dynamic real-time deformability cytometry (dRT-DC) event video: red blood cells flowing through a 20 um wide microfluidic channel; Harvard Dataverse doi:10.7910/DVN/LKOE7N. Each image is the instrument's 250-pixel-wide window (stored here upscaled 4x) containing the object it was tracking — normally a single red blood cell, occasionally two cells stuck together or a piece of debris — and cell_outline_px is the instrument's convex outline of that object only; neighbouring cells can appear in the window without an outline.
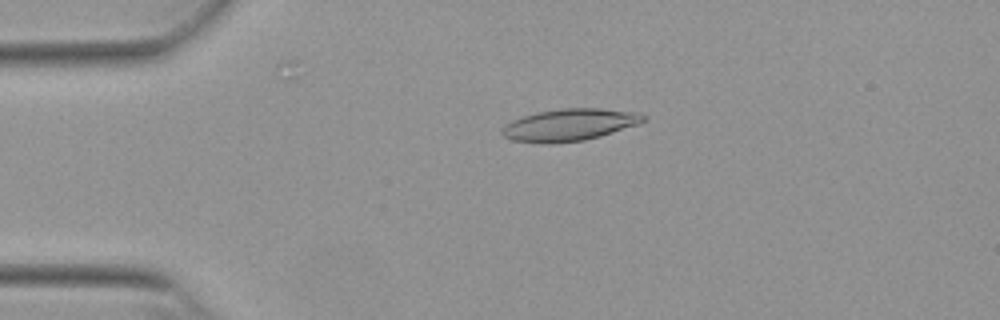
{"species": "Egyptian fruit bat (a non-hibernating species)", "species_latin": "Rousettus aegyptiacus", "temperature_condition": "warm", "stored_images_in_passage": 54, "camera_frame_rate_fps": 3000, "um_per_image_px": 0.085, "animal": {"sex": "female"}, "frame": {"image": 1, "passage_image": 12, "time_ms": 3.667, "image_size_px": [1000, 320], "cell_outline_px": [[648, 120], [640, 124], [600, 136], [584, 140], [512, 140], [504, 136], [500, 132], [504, 124], [512, 120], [536, 112], [560, 108], [600, 108], [636, 112], [648, 116]], "centroid_in_image_um": [48.5, 10.55], "position_along_channel_um": 36.5, "area_um2": 25.61}}
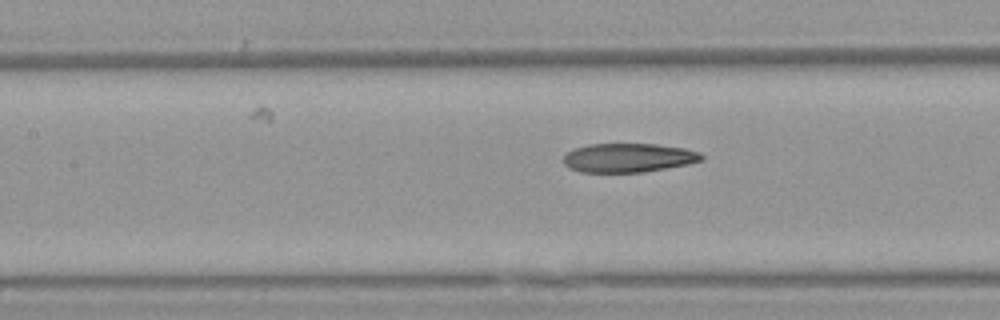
{"frame": {"image": 2, "passage_image": 24, "time_ms": 7.667, "image_size_px": [1000, 320], "cell_outline_px": [[704, 160], [688, 164], [644, 172], [580, 172], [568, 168], [564, 164], [564, 156], [568, 152], [576, 148], [588, 144], [656, 144], [684, 148], [700, 152], [704, 156]], "centroid_in_image_um": [53.43, 13.41], "position_along_channel_um": 154.0, "area_um2": 23.35}}
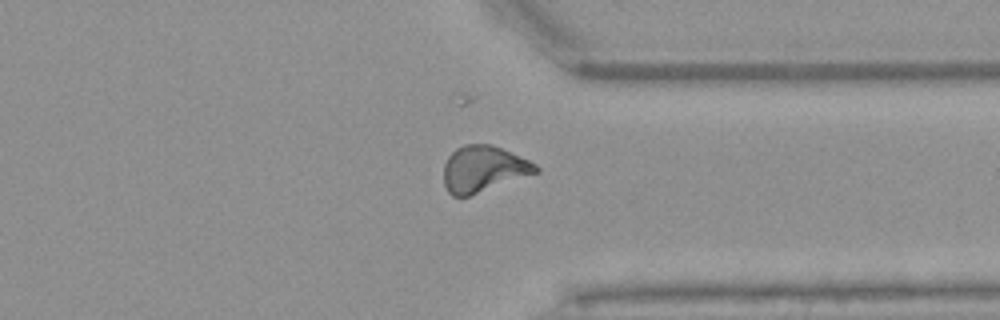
{"frame": {"image": 3, "passage_image": 41, "time_ms": 13.333, "image_size_px": [1000, 320], "cell_outline_px": [[540, 172], [468, 196], [452, 196], [448, 192], [444, 184], [444, 164], [448, 156], [456, 148], [464, 144], [492, 144], [528, 160], [536, 164], [540, 168]], "centroid_in_image_um": [41.09, 14.36], "position_along_channel_um": 370.3, "area_um2": 24.74}, "authors_computed_cell_mechanics": {"area_um2": 24.4205, "velocity_mm_per_s": 3.847, "shape_relaxation_time_tau1_ms": null, "shape_relaxation_time_tau2_ms": 3.8072, "deformation_change_tau1": null, "deformation_change_tau2": 0.1018}}